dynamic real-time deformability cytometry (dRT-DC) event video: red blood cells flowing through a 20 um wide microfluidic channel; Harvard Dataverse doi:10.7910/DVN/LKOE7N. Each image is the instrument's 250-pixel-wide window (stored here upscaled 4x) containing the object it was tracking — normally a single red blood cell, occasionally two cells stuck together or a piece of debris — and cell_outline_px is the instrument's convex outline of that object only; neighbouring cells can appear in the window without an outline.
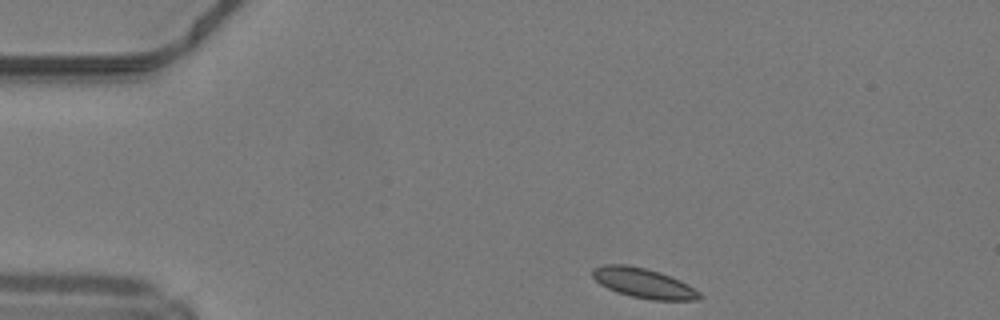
{"species": "common noctule bat (a hibernating species)", "species_latin": "Nyctalus noctula", "temperature_condition": "warm", "stored_images_in_passage": 41, "camera_frame_rate_fps": 3000, "um_per_image_px": 0.085, "animal": {"sex": "male", "body_mass_g": 19.2, "forearm_length_mm": 51.8}, "frame": {"image": 1, "passage_image": 1, "time_ms": 0.0, "image_size_px": [1000, 320], "cell_outline_px": [[704, 296], [700, 300], [652, 300], [632, 296], [616, 292], [600, 284], [592, 276], [592, 268], [604, 264], [624, 264], [644, 268], [660, 272], [680, 280], [700, 292]], "centroid_in_image_um": [54.71, 24.07], "position_along_channel_um": 30.3, "area_um2": 18.61}}
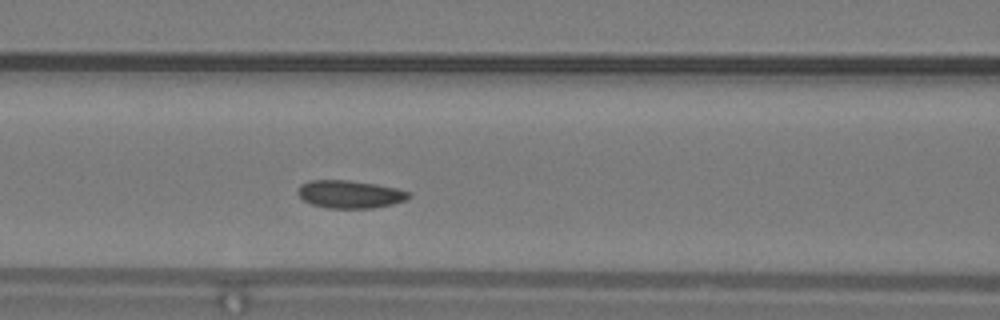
{"frame": {"image": 2, "passage_image": 13, "time_ms": 4.0, "image_size_px": [1000, 320], "cell_outline_px": [[412, 196], [404, 200], [392, 204], [372, 208], [328, 208], [312, 204], [304, 200], [296, 192], [300, 184], [308, 180], [348, 180], [376, 184], [396, 188], [408, 192]], "centroid_in_image_um": [29.71, 16.5], "position_along_channel_um": 136.9, "area_um2": 17.92}}
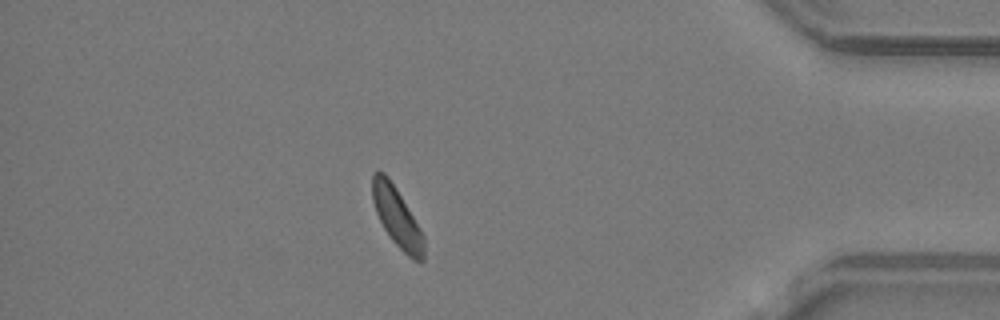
{"frame": {"image": 3, "passage_image": 35, "time_ms": 11.333, "image_size_px": [1000, 320], "cell_outline_px": [[424, 260], [412, 260], [392, 240], [384, 228], [376, 212], [372, 200], [372, 172], [376, 168], [384, 172], [388, 176], [396, 188], [420, 228], [424, 236]], "centroid_in_image_um": [33.72, 18.41], "position_along_channel_um": 401.5, "area_um2": 17.8}, "authors_computed_cell_mechanics": {"area_um2": 17.9758, "velocity_mm_per_s": 4.1823, "shape_relaxation_time_tau1_ms": 3.4594, "shape_relaxation_time_tau2_ms": 5.9467, "deformation_change_tau1": 0.0667, "deformation_change_tau2": 0.1057}}